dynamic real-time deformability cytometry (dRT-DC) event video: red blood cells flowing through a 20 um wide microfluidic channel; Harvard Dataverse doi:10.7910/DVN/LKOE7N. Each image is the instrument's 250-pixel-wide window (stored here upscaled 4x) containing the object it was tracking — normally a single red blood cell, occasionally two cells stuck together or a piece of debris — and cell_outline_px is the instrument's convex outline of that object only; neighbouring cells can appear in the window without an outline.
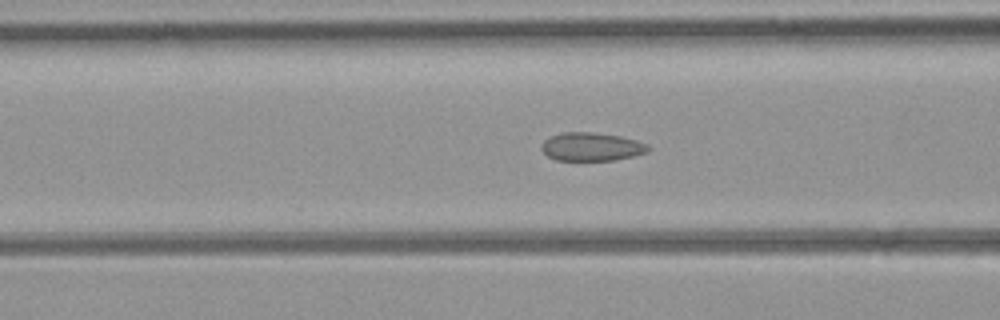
{"species": "common noctule bat (a hibernating species)", "species_latin": "Nyctalus noctula", "temperature_condition": "room temperature", "stored_images_in_passage": 32, "camera_frame_rate_fps": 3000, "um_per_image_px": 0.085, "animal": {"sex": "female", "body_mass_g": 21.9}, "frame": {"image": 1, "passage_image": 4, "time_ms": 1.0, "image_size_px": [1000, 320], "cell_outline_px": [[652, 148], [648, 152], [632, 156], [612, 160], [556, 160], [548, 156], [540, 148], [540, 144], [544, 140], [560, 132], [592, 132], [620, 136], [636, 140], [648, 144]], "centroid_in_image_um": [50.28, 12.46], "position_along_channel_um": 116.3, "area_um2": 17.69}}
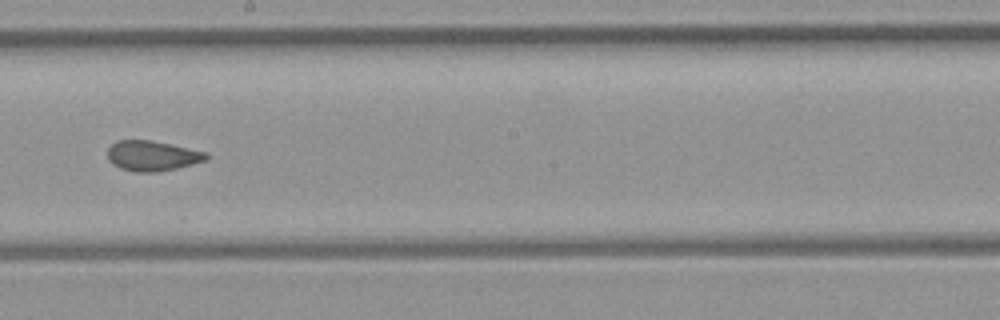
{"frame": {"image": 2, "passage_image": 13, "time_ms": 4.0, "image_size_px": [1000, 320], "cell_outline_px": [[208, 160], [176, 168], [156, 172], [136, 172], [120, 168], [112, 164], [108, 160], [108, 148], [116, 140], [148, 140], [208, 152]], "centroid_in_image_um": [12.93, 13.25], "position_along_channel_um": 235.3, "area_um2": 17.28}}
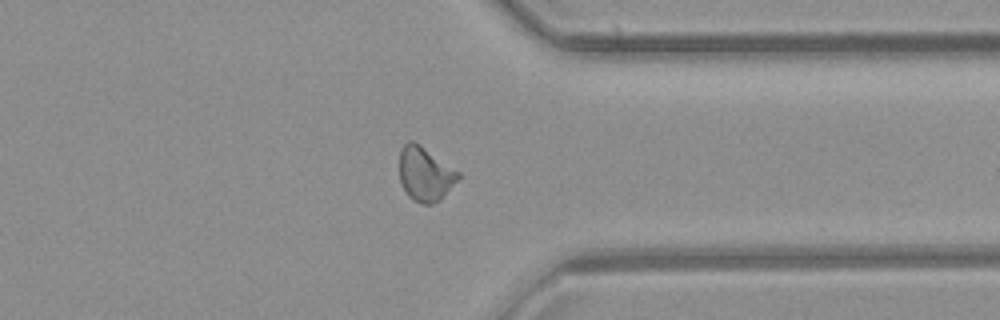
{"frame": {"image": 3, "passage_image": 24, "time_ms": 7.667, "image_size_px": [1000, 320], "cell_outline_px": [[460, 176], [440, 200], [432, 204], [424, 204], [412, 200], [408, 196], [400, 184], [400, 148], [408, 140], [412, 140], [420, 144], [460, 172]], "centroid_in_image_um": [36.11, 14.78], "position_along_channel_um": 375.3, "area_um2": 18.61}}